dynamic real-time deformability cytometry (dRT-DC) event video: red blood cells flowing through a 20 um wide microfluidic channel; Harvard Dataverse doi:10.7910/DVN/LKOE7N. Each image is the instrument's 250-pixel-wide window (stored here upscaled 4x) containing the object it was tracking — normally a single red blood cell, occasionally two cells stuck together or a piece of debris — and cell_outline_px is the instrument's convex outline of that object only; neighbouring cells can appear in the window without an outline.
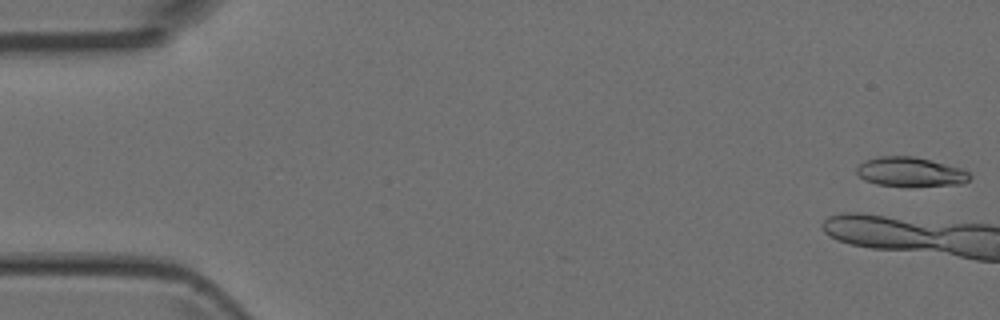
{"species": "Egyptian fruit bat (a non-hibernating species)", "species_latin": "Rousettus aegyptiacus", "temperature_condition": "room temperature", "stored_images_in_passage": 3, "camera_frame_rate_fps": 3000, "um_per_image_px": 0.085, "animal": {"sex": "female"}, "frame": {"image": 1, "passage_image": 1, "time_ms": 0.0, "image_size_px": [1000, 320], "cell_outline_px": [[972, 176], [964, 184], [908, 188], [876, 184], [864, 180], [856, 172], [856, 168], [864, 160], [876, 156], [912, 156], [960, 168], [968, 172]], "centroid_in_image_um": [77.36, 14.65], "position_along_channel_um": 7.6, "area_um2": 19.83}}